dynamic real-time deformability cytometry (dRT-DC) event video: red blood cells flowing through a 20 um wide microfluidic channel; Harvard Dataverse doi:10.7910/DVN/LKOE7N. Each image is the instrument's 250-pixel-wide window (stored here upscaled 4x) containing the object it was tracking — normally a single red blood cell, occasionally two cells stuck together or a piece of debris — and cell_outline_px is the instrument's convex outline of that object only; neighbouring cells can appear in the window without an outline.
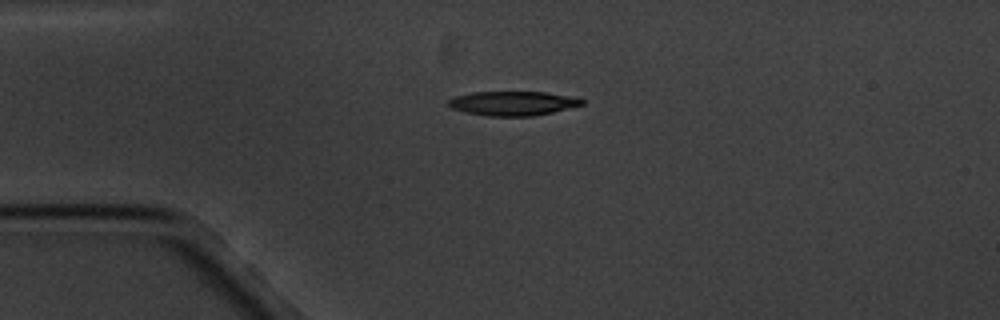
{"species": "common noctule bat (a hibernating species)", "species_latin": "Nyctalus noctula", "temperature_condition": "cold", "stored_images_in_passage": 2, "camera_frame_rate_fps": 3000, "um_per_image_px": 0.085, "animal": {"sex": "male", "body_mass_g": 20.1, "forearm_length_mm": 53.5}, "frame": {"image": 1, "passage_image": 1, "time_ms": 0.0, "image_size_px": [1000, 320], "cell_outline_px": [[584, 104], [552, 112], [532, 116], [488, 116], [464, 112], [452, 108], [448, 104], [448, 100], [456, 96], [472, 92], [544, 92], [576, 96], [584, 100]], "centroid_in_image_um": [43.61, 8.78], "position_along_channel_um": 41.4, "area_um2": 18.9}}